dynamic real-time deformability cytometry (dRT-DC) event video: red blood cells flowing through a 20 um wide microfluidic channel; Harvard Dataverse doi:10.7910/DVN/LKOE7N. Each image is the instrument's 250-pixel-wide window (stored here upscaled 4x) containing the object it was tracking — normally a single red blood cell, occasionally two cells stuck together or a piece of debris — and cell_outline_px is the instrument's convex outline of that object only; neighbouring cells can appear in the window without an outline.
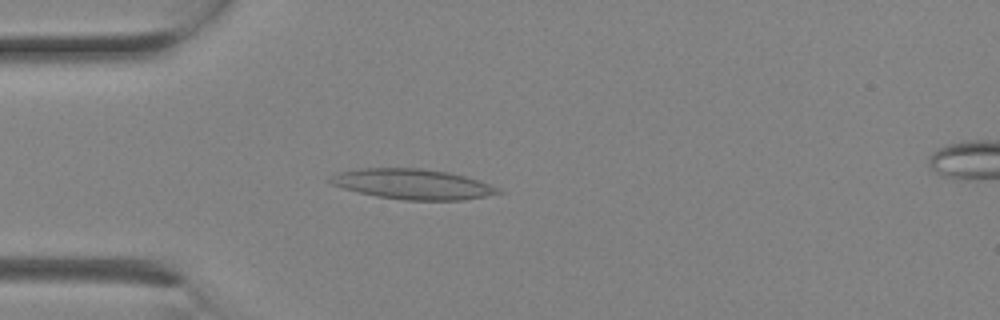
{"species": "Egyptian fruit bat (a non-hibernating species)", "species_latin": "Rousettus aegyptiacus", "temperature_condition": "room temperature", "stored_images_in_passage": 3, "camera_frame_rate_fps": 3000, "um_per_image_px": 0.085, "animal": {"sex": "female"}, "frame": {"image": 1, "passage_image": 2, "time_ms": 0.333, "image_size_px": [1000, 320], "cell_outline_px": [[504, 192], [464, 200], [404, 200], [376, 196], [344, 188], [332, 184], [328, 180], [336, 172], [360, 168], [424, 168], [448, 172], [480, 180], [500, 188]], "centroid_in_image_um": [35.1, 15.64], "position_along_channel_um": 49.9, "area_um2": 29.59}}